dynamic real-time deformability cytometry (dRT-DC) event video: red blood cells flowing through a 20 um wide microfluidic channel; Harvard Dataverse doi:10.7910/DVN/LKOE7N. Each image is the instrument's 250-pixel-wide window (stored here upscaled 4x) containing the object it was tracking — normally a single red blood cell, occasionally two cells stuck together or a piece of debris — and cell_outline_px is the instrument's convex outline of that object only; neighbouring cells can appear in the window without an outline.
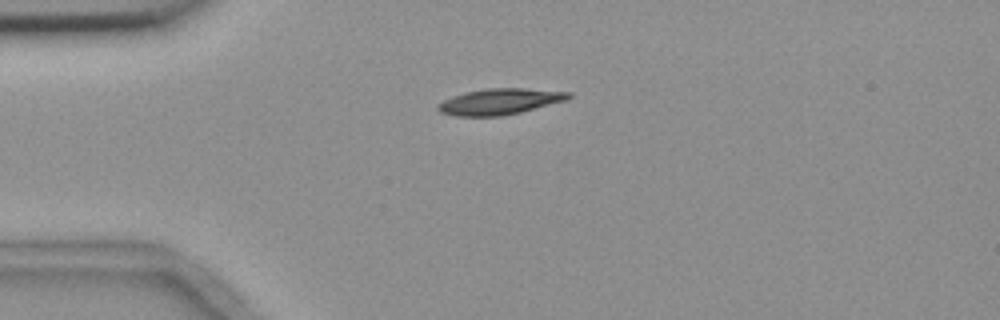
{"species": "common noctule bat (a hibernating species)", "species_latin": "Nyctalus noctula", "temperature_condition": "room temperature", "stored_images_in_passage": 2, "camera_frame_rate_fps": 3000, "um_per_image_px": 0.085, "animal": {"sex": "female", "body_mass_g": 18.4}, "frame": {"image": 1, "passage_image": 1, "time_ms": 0.0, "image_size_px": [1000, 320], "cell_outline_px": [[572, 96], [564, 100], [520, 112], [500, 116], [456, 116], [440, 112], [436, 108], [436, 104], [452, 96], [464, 92], [488, 88], [524, 88], [572, 92]], "centroid_in_image_um": [42.43, 8.62], "position_along_channel_um": 42.6, "area_um2": 19.65}}